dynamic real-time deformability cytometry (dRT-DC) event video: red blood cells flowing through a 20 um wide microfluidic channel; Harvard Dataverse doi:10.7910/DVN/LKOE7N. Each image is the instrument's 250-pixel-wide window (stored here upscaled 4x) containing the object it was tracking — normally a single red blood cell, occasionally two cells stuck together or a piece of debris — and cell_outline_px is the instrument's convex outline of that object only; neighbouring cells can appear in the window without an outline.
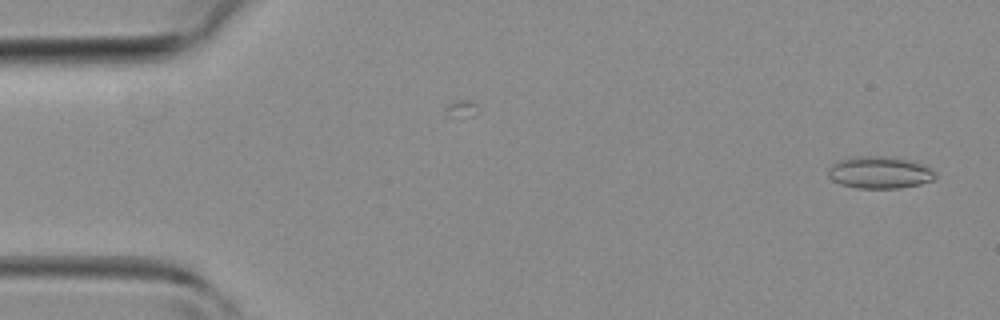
{"species": "common noctule bat (a hibernating species)", "species_latin": "Nyctalus noctula", "temperature_condition": "room temperature", "stored_images_in_passage": 43, "camera_frame_rate_fps": 3000, "um_per_image_px": 0.085, "animal": {"sex": "female", "body_mass_g": 19.3, "forearm_length_mm": 54.1}, "frame": {"image": 1, "passage_image": 1, "time_ms": 0.0, "image_size_px": [1000, 320], "cell_outline_px": [[936, 176], [932, 180], [920, 184], [900, 188], [856, 188], [840, 184], [832, 180], [828, 176], [828, 168], [832, 164], [840, 160], [856, 156], [892, 156], [908, 160], [920, 164], [936, 172]], "centroid_in_image_um": [74.74, 14.66], "position_along_channel_um": 10.3, "area_um2": 20.0}}
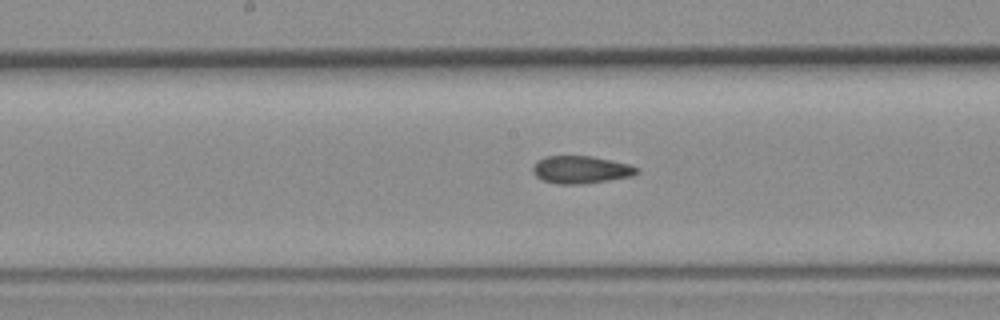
{"frame": {"image": 2, "passage_image": 21, "time_ms": 6.667, "image_size_px": [1000, 320], "cell_outline_px": [[640, 172], [632, 176], [584, 184], [556, 184], [544, 180], [536, 176], [532, 172], [532, 168], [536, 160], [544, 156], [592, 156], [628, 164], [640, 168]], "centroid_in_image_um": [49.36, 14.42], "position_along_channel_um": 198.8, "area_um2": 16.82}}
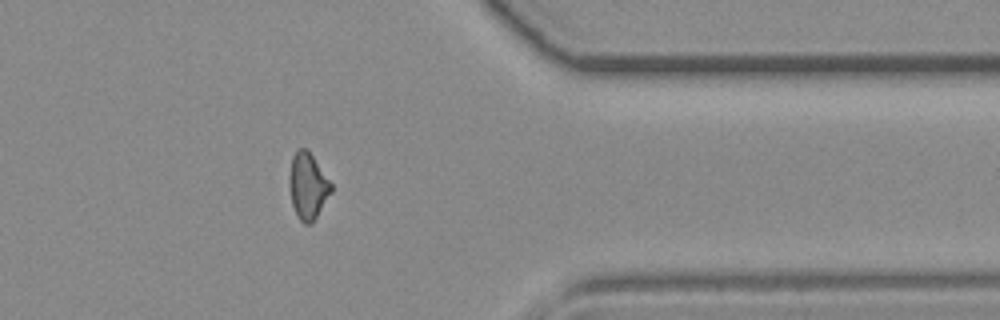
{"frame": {"image": 3, "passage_image": 34, "time_ms": 11.0, "image_size_px": [1000, 320], "cell_outline_px": [[332, 192], [312, 224], [304, 224], [300, 220], [292, 204], [288, 184], [288, 176], [292, 156], [300, 148], [304, 148], [312, 156], [332, 184]], "centroid_in_image_um": [26.15, 15.84], "position_along_channel_um": 385.2, "area_um2": 16.07}}